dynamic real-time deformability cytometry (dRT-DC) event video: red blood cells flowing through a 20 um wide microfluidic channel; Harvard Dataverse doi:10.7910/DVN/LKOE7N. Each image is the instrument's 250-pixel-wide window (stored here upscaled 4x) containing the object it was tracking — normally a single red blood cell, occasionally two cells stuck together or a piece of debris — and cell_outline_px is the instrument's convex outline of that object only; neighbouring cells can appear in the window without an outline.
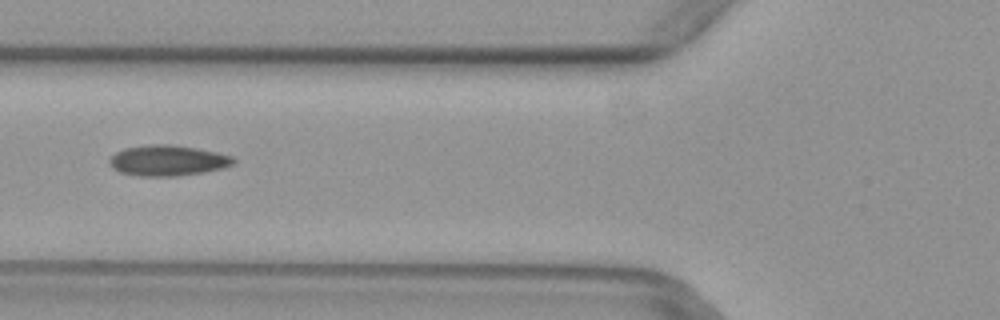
{"species": "common noctule bat (a hibernating species)", "species_latin": "Nyctalus noctula", "temperature_condition": "warm", "stored_images_in_passage": 4, "camera_frame_rate_fps": 3000, "um_per_image_px": 0.085, "animal": {"sex": "female", "body_mass_g": 29.2, "forearm_length_mm": 56.3}, "frame": {"image": 1, "passage_image": 4, "time_ms": 1.0, "image_size_px": [1000, 320], "cell_outline_px": [[236, 160], [232, 164], [224, 168], [204, 172], [176, 176], [140, 176], [120, 172], [112, 168], [108, 164], [108, 160], [116, 152], [124, 148], [152, 144], [168, 144], [196, 148], [216, 152], [232, 156]], "centroid_in_image_um": [14.24, 13.64], "position_along_channel_um": 111.6, "area_um2": 22.14}}